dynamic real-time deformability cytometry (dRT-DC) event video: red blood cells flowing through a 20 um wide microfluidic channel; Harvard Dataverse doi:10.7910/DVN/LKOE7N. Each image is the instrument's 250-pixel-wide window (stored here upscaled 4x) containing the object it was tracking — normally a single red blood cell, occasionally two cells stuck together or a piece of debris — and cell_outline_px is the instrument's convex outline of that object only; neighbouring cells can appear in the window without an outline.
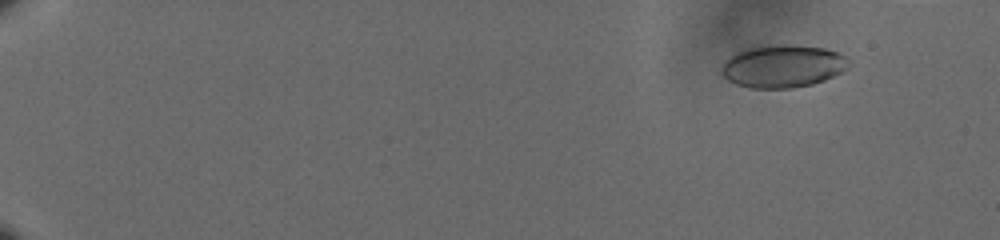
{"species": "human", "species_latin": "Homo sapiens", "temperature_condition": "cold", "stored_images_in_passage": 60, "camera_frame_rate_fps": 3000, "um_per_image_px": 0.085, "donor": {"sex": "male"}, "frame": {"image": 1, "passage_image": 8, "time_ms": 2.333, "image_size_px": [1000, 240], "cell_outline_px": [[852, 64], [848, 68], [824, 80], [812, 84], [792, 88], [752, 88], [736, 84], [728, 80], [724, 76], [724, 64], [736, 52], [748, 48], [768, 44], [792, 44], [824, 48], [840, 52], [852, 60]], "centroid_in_image_um": [66.63, 5.61], "position_along_channel_um": 18.4, "area_um2": 31.73}}
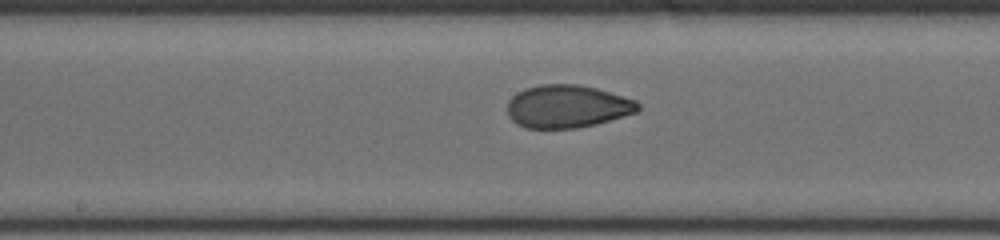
{"frame": {"image": 2, "passage_image": 37, "time_ms": 12.0, "image_size_px": [1000, 240], "cell_outline_px": [[640, 108], [636, 112], [624, 116], [596, 124], [576, 128], [524, 128], [516, 124], [508, 116], [508, 100], [516, 92], [540, 84], [576, 84], [596, 88], [636, 100], [640, 104]], "centroid_in_image_um": [48.2, 9.05], "position_along_channel_um": 200.0, "area_um2": 32.66}}
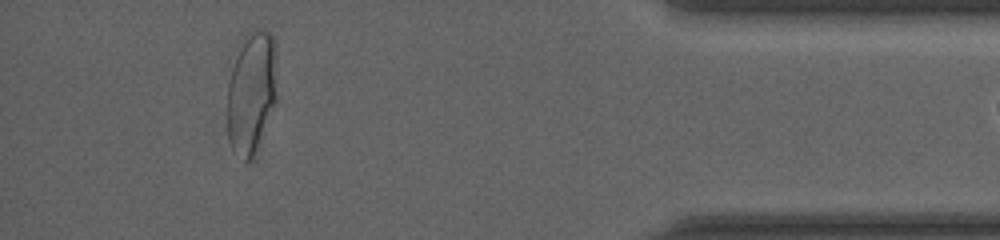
{"frame": {"image": 3, "passage_image": 58, "time_ms": 19.0, "image_size_px": [1000, 240], "cell_outline_px": [[276, 100], [252, 156], [248, 160], [244, 160], [232, 148], [228, 140], [228, 84], [232, 68], [244, 32], [252, 28], [260, 28], [268, 32], [272, 36], [276, 44]], "centroid_in_image_um": [21.37, 7.72], "position_along_channel_um": 413.8, "area_um2": 35.14}}